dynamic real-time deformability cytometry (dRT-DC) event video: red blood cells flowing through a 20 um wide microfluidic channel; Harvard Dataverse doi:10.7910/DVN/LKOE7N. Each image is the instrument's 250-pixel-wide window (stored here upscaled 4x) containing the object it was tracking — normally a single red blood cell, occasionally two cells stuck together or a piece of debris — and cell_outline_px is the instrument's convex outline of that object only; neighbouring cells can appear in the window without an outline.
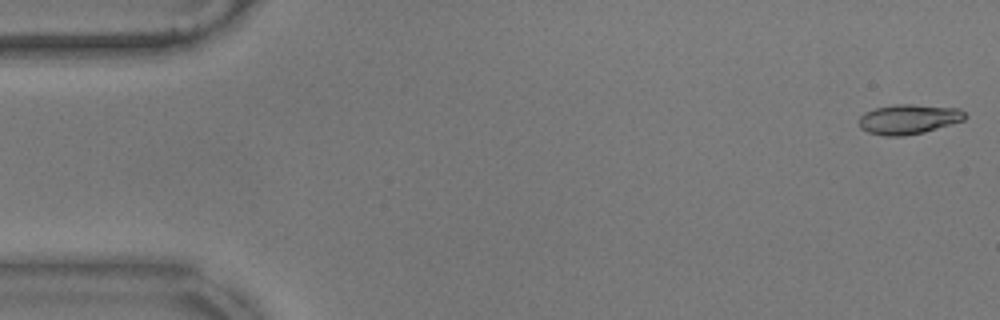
{"species": "common noctule bat (a hibernating species)", "species_latin": "Nyctalus noctula", "temperature_condition": "warm", "stored_images_in_passage": 56, "camera_frame_rate_fps": 3000, "um_per_image_px": 0.085, "animal": {"sex": "male", "body_mass_g": 17.9}, "frame": {"image": 1, "passage_image": 1, "time_ms": 0.0, "image_size_px": [1000, 320], "cell_outline_px": [[968, 116], [964, 120], [924, 132], [904, 136], [884, 136], [868, 132], [860, 128], [860, 116], [864, 112], [872, 108], [892, 104], [912, 104], [960, 108]], "centroid_in_image_um": [77.22, 10.12], "position_along_channel_um": 7.8, "area_um2": 18.61}}
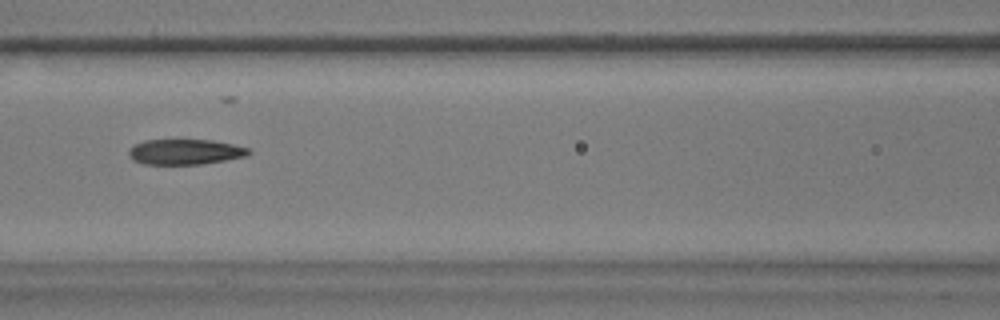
{"frame": {"image": 2, "passage_image": 24, "time_ms": 7.667, "image_size_px": [1000, 320], "cell_outline_px": [[252, 152], [244, 156], [224, 160], [200, 164], [144, 164], [132, 160], [128, 156], [128, 152], [132, 144], [144, 140], [212, 140], [232, 144], [248, 148]], "centroid_in_image_um": [15.66, 12.9], "position_along_channel_um": 150.9, "area_um2": 17.69}}
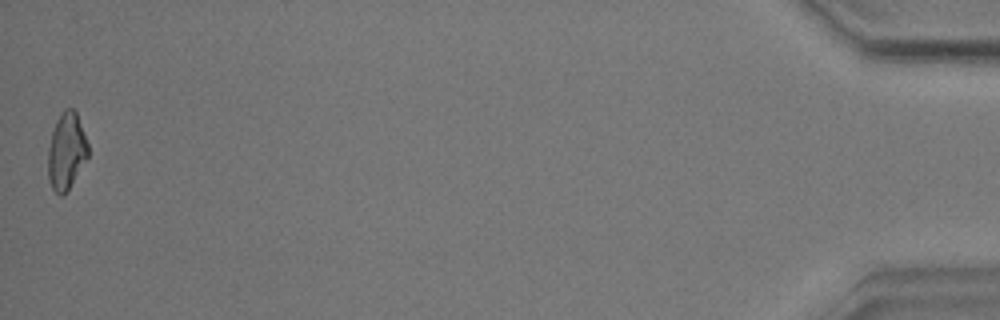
{"frame": {"image": 3, "passage_image": 56, "time_ms": 18.333, "image_size_px": [1000, 320], "cell_outline_px": [[88, 156], [68, 188], [60, 196], [52, 188], [48, 176], [48, 148], [52, 132], [56, 120], [64, 108], [72, 108], [76, 112], [88, 144]], "centroid_in_image_um": [5.63, 12.81], "position_along_channel_um": 429.6, "area_um2": 17.51}, "authors_computed_cell_mechanics": {"area_um2": 18.1781, "velocity_mm_per_s": 3.5373, "shape_relaxation_time_tau1_ms": 8.2794, "shape_relaxation_time_tau2_ms": 2.6307, "deformation_change_tau1": 0.2374, "deformation_change_tau2": 0.0917}}